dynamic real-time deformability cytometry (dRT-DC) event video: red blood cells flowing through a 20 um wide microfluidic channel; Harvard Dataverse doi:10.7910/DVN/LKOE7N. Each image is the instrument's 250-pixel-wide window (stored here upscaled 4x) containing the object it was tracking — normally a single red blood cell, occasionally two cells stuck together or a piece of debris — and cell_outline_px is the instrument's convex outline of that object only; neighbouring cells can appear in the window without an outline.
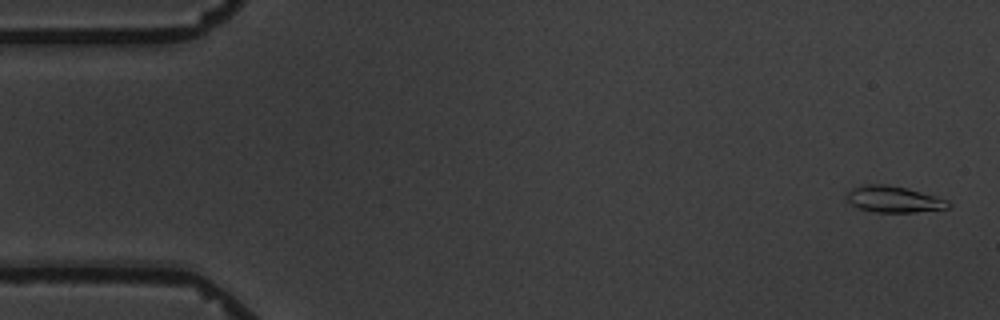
{"species": "common noctule bat (a hibernating species)", "species_latin": "Nyctalus noctula", "temperature_condition": "warm", "stored_images_in_passage": 4, "camera_frame_rate_fps": 3000, "um_per_image_px": 0.085, "animal": {"sex": "male", "body_mass_g": 19.5, "forearm_length_mm": 54.6}, "frame": {"image": 1, "passage_image": 1, "time_ms": 0.0, "image_size_px": [1000, 320], "cell_outline_px": [[952, 204], [948, 208], [916, 212], [876, 212], [860, 208], [852, 204], [848, 200], [848, 192], [852, 188], [864, 184], [888, 184], [936, 196], [948, 200]], "centroid_in_image_um": [76.0, 16.93], "position_along_channel_um": 9.0, "area_um2": 15.37}}